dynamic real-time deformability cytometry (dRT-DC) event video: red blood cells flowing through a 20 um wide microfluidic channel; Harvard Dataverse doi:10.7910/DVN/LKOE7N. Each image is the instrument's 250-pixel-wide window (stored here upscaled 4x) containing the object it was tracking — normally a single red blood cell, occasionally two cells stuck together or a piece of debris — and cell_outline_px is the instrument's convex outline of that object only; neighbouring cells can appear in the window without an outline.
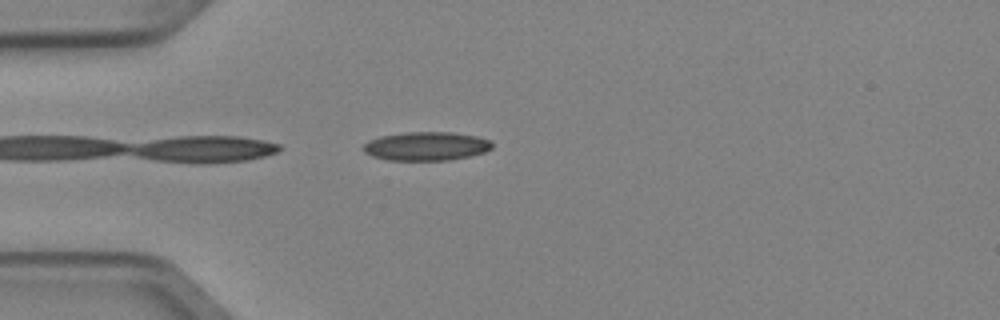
{"species": "Egyptian fruit bat (a non-hibernating species)", "species_latin": "Rousettus aegyptiacus", "temperature_condition": "cold", "stored_images_in_passage": 4, "camera_frame_rate_fps": 3000, "um_per_image_px": 0.085, "animal": {"sex": "female"}, "frame": {"image": 1, "passage_image": 3, "time_ms": 0.667, "image_size_px": [1000, 320], "cell_outline_px": [[492, 148], [484, 152], [468, 156], [448, 160], [388, 160], [372, 156], [364, 152], [364, 144], [368, 140], [380, 136], [408, 132], [452, 132], [476, 136], [492, 140]], "centroid_in_image_um": [36.23, 12.42], "position_along_channel_um": 48.8, "area_um2": 21.5}}